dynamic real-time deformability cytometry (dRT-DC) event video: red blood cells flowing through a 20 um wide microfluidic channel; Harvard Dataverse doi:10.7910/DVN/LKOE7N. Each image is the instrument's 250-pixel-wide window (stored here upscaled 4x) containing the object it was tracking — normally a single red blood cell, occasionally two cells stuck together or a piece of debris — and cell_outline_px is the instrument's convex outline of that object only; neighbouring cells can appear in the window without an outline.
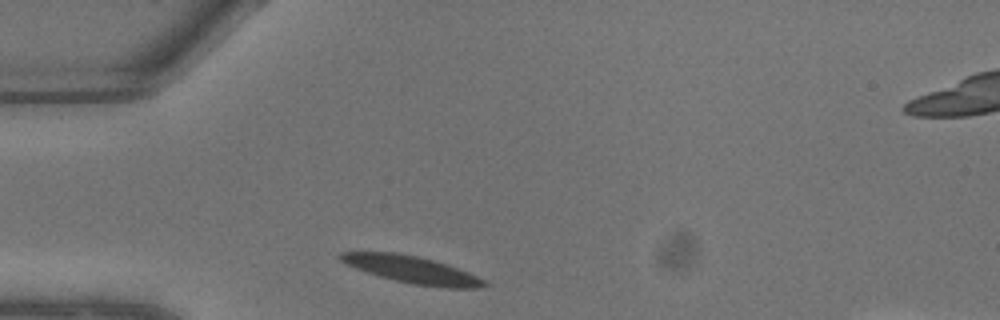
{"species": "common noctule bat (a hibernating species)", "species_latin": "Nyctalus noctula", "temperature_condition": "warm", "stored_images_in_passage": 3, "camera_frame_rate_fps": 3000, "um_per_image_px": 0.085, "animal": {"sex": "male", "body_mass_g": 13.3}, "frame": {"image": 1, "passage_image": 1, "time_ms": 0.0, "image_size_px": [1000, 320], "cell_outline_px": [[488, 284], [484, 288], [448, 288], [412, 284], [380, 276], [356, 268], [340, 260], [336, 256], [340, 252], [392, 252], [416, 256], [432, 260], [468, 272], [484, 280]], "centroid_in_image_um": [35.01, 22.92], "position_along_channel_um": 50.0, "area_um2": 22.31}}
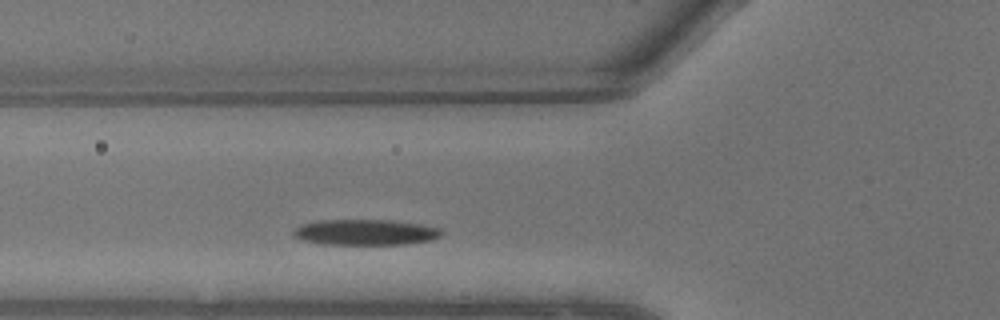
{"frame": {"image": 2, "passage_image": 3, "time_ms": 0.667, "image_size_px": [1000, 320], "cell_outline_px": [[444, 232], [440, 236], [432, 240], [404, 244], [324, 244], [300, 240], [292, 232], [300, 224], [320, 220], [392, 220], [420, 224], [440, 228]], "centroid_in_image_um": [31.07, 19.74], "position_along_channel_um": 94.7, "area_um2": 22.2}}